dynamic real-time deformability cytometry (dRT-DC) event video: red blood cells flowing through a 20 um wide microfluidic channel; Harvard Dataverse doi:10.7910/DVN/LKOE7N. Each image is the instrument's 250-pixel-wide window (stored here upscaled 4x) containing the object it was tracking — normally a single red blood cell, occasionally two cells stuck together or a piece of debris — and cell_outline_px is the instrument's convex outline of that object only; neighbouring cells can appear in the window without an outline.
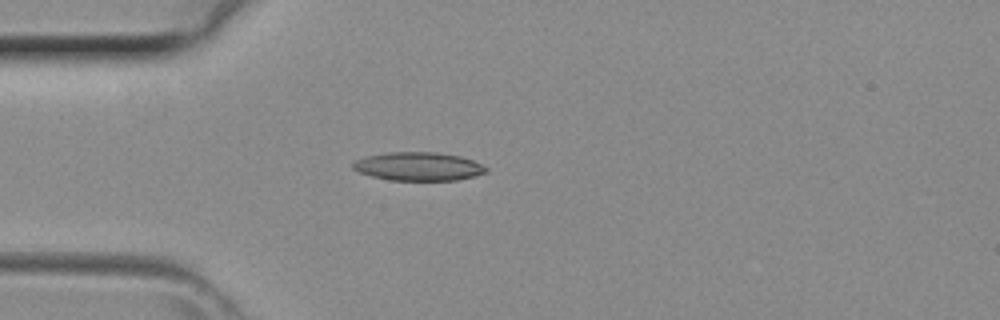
{"species": "common noctule bat (a hibernating species)", "species_latin": "Nyctalus noctula", "temperature_condition": "room temperature", "stored_images_in_passage": 38, "camera_frame_rate_fps": 3000, "um_per_image_px": 0.085, "animal": {"sex": "female", "body_mass_g": 29.2, "forearm_length_mm": 56.3}, "frame": {"image": 1, "passage_image": 7, "time_ms": 2.0, "image_size_px": [1000, 320], "cell_outline_px": [[488, 172], [476, 176], [456, 180], [388, 180], [372, 176], [360, 172], [352, 168], [352, 164], [356, 160], [364, 156], [388, 152], [436, 152], [460, 156], [472, 160], [488, 168]], "centroid_in_image_um": [35.57, 14.14], "position_along_channel_um": 49.4, "area_um2": 22.14}}
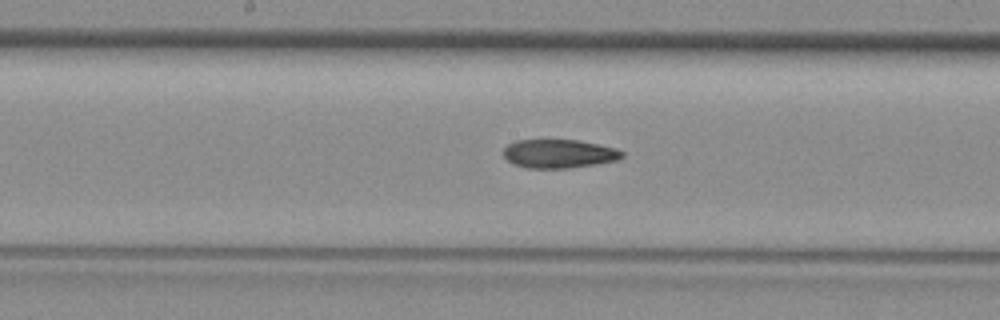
{"frame": {"image": 2, "passage_image": 17, "time_ms": 5.333, "image_size_px": [1000, 320], "cell_outline_px": [[624, 156], [616, 160], [596, 164], [568, 168], [524, 168], [512, 164], [504, 156], [504, 148], [508, 144], [516, 140], [580, 140], [600, 144], [616, 148], [624, 152]], "centroid_in_image_um": [47.51, 13.06], "position_along_channel_um": 200.7, "area_um2": 19.94}}
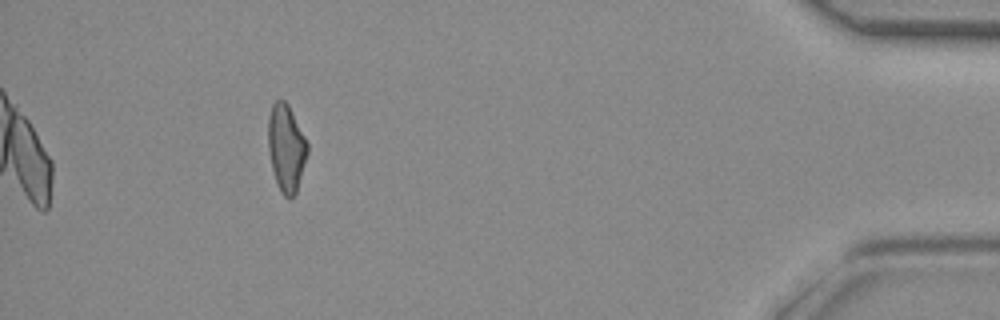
{"frame": {"image": 3, "passage_image": 34, "time_ms": 11.0, "image_size_px": [1000, 320], "cell_outline_px": [[308, 152], [296, 192], [288, 200], [280, 192], [276, 184], [268, 152], [268, 116], [272, 104], [276, 100], [284, 100], [288, 104], [308, 144]], "centroid_in_image_um": [24.3, 12.59], "position_along_channel_um": 410.9, "area_um2": 19.94}}